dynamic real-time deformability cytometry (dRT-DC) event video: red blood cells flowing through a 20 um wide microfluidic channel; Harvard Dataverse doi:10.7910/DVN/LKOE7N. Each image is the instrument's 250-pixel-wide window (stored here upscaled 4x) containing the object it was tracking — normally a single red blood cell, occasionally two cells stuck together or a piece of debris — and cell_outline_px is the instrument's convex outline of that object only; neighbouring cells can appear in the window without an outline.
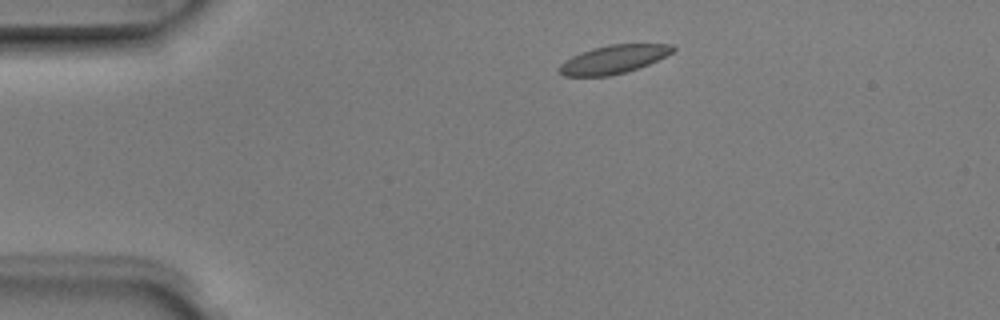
{"species": "Egyptian fruit bat (a non-hibernating species)", "species_latin": "Rousettus aegyptiacus", "temperature_condition": "room temperature", "stored_images_in_passage": 5, "camera_frame_rate_fps": 3000, "um_per_image_px": 0.085, "animal": {"sex": "male"}, "frame": {"image": 1, "passage_image": 1, "time_ms": 0.0, "image_size_px": [1000, 320], "cell_outline_px": [[676, 48], [672, 52], [648, 64], [624, 72], [608, 76], [564, 76], [556, 68], [564, 60], [580, 52], [592, 48], [608, 44], [672, 44]], "centroid_in_image_um": [52.09, 5.03], "position_along_channel_um": 32.9, "area_um2": 18.67}}
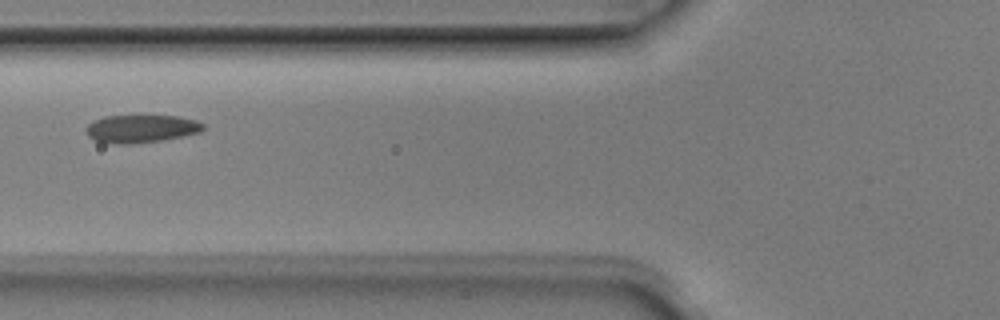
{"frame": {"image": 2, "passage_image": 4, "time_ms": 1.0, "image_size_px": [1000, 320], "cell_outline_px": [[204, 128], [200, 132], [160, 140], [132, 144], [116, 144], [96, 140], [88, 136], [84, 128], [88, 124], [104, 116], [176, 116], [196, 120], [204, 124]], "centroid_in_image_um": [11.97, 10.94], "position_along_channel_um": 113.8, "area_um2": 18.79}}
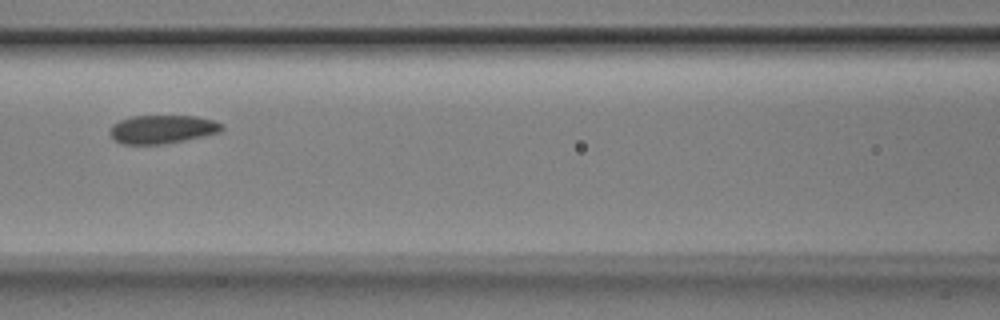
{"frame": {"image": 3, "passage_image": 5, "time_ms": 1.333, "image_size_px": [1000, 320], "cell_outline_px": [[224, 128], [220, 132], [204, 136], [164, 144], [124, 144], [116, 140], [108, 132], [112, 124], [120, 120], [132, 116], [196, 116], [212, 120], [224, 124]], "centroid_in_image_um": [13.8, 10.98], "position_along_channel_um": 152.8, "area_um2": 18.55}}